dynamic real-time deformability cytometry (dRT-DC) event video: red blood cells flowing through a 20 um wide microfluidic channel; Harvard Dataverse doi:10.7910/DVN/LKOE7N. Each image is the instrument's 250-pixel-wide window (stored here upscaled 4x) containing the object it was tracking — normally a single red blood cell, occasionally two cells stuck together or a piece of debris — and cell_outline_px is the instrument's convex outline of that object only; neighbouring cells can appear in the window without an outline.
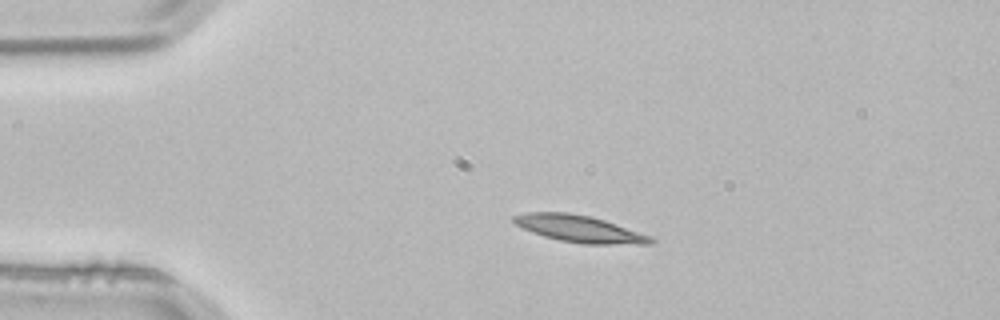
{"species": "common noctule bat (a hibernating species)", "species_latin": "Nyctalus noctula", "temperature_condition": "room temperature", "stored_images_in_passage": 2, "camera_frame_rate_fps": 3000, "um_per_image_px": 0.085, "animal": {"sex": "male", "body_mass_g": 21.5, "forearm_length_mm": 52.0}, "frame": {"image": 1, "passage_image": 1, "time_ms": 0.0, "image_size_px": [1000, 320], "cell_outline_px": [[656, 240], [652, 244], [584, 244], [560, 240], [544, 236], [532, 232], [516, 224], [512, 220], [512, 216], [524, 212], [568, 212], [588, 216], [604, 220], [652, 236]], "centroid_in_image_um": [49.27, 19.45], "position_along_channel_um": 35.7, "area_um2": 21.39}}